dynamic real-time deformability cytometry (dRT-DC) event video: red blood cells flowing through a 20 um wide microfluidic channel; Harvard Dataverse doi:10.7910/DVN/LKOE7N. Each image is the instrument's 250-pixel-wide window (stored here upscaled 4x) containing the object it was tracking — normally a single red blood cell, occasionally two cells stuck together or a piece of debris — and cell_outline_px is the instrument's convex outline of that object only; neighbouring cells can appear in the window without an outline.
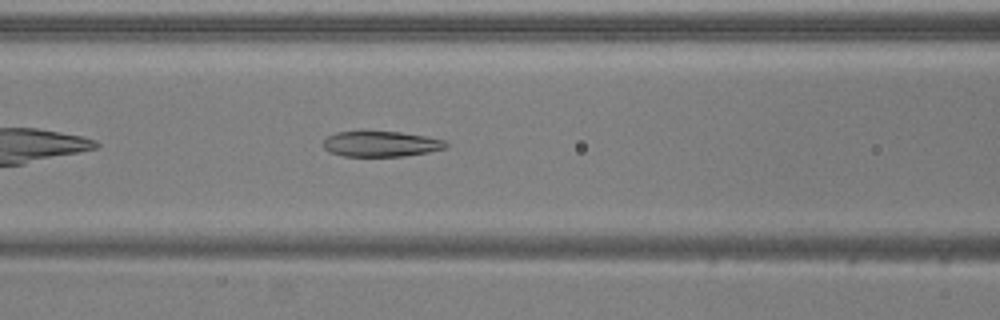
{"species": "common noctule bat (a hibernating species)", "species_latin": "Nyctalus noctula", "temperature_condition": "warm", "stored_images_in_passage": 39, "camera_frame_rate_fps": 3000, "um_per_image_px": 0.085, "animal": {"sex": "male", "body_mass_g": 20.5, "forearm_length_mm": 52.5}, "frame": {"image": 1, "passage_image": 8, "time_ms": 2.333, "image_size_px": [1000, 320], "cell_outline_px": [[448, 148], [428, 152], [404, 156], [344, 156], [328, 152], [324, 148], [324, 140], [328, 136], [336, 132], [360, 128], [400, 132], [428, 136], [448, 140]], "centroid_in_image_um": [32.38, 12.18], "position_along_channel_um": 134.2, "area_um2": 19.25}}
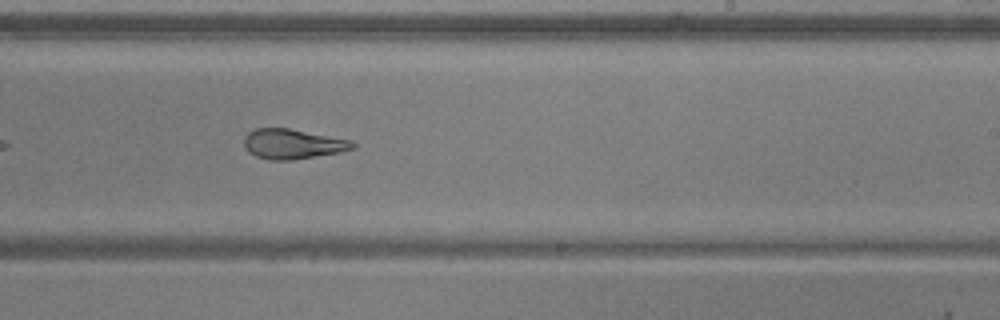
{"frame": {"image": 2, "passage_image": 18, "time_ms": 5.667, "image_size_px": [1000, 320], "cell_outline_px": [[356, 148], [340, 152], [292, 160], [268, 160], [256, 156], [248, 152], [244, 144], [244, 136], [248, 132], [256, 128], [288, 128], [352, 140], [356, 144]], "centroid_in_image_um": [24.88, 12.24], "position_along_channel_um": 264.1, "area_um2": 19.02}}
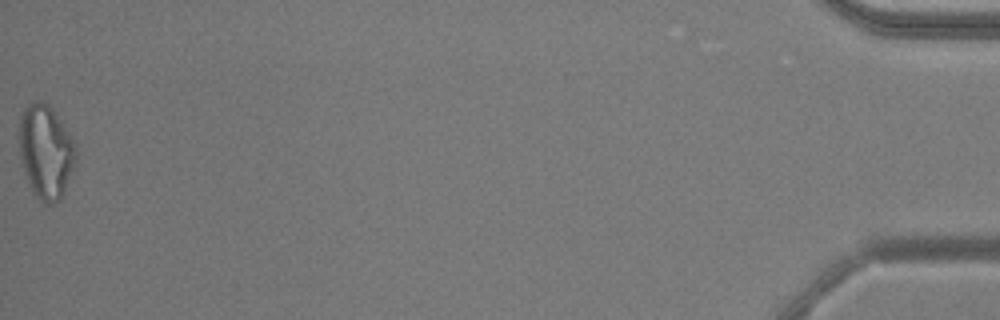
{"frame": {"image": 3, "passage_image": 39, "time_ms": 12.667, "image_size_px": [1000, 320], "cell_outline_px": [[76, 160], [64, 192], [60, 200], [48, 204], [44, 204], [32, 192], [24, 172], [20, 160], [16, 136], [20, 116], [24, 108], [28, 104], [36, 100], [40, 100], [48, 104], [52, 108], [76, 144]], "centroid_in_image_um": [3.84, 12.87], "position_along_channel_um": 431.4, "area_um2": 31.56}, "authors_computed_cell_mechanics": {"area_um2": 19.9988, "velocity_mm_per_s": 3.904, "shape_relaxation_time_tau1_ms": 6.1899, "shape_relaxation_time_tau2_ms": 2.2062, "deformation_change_tau1": 0.2176, "deformation_change_tau2": 0.111}}